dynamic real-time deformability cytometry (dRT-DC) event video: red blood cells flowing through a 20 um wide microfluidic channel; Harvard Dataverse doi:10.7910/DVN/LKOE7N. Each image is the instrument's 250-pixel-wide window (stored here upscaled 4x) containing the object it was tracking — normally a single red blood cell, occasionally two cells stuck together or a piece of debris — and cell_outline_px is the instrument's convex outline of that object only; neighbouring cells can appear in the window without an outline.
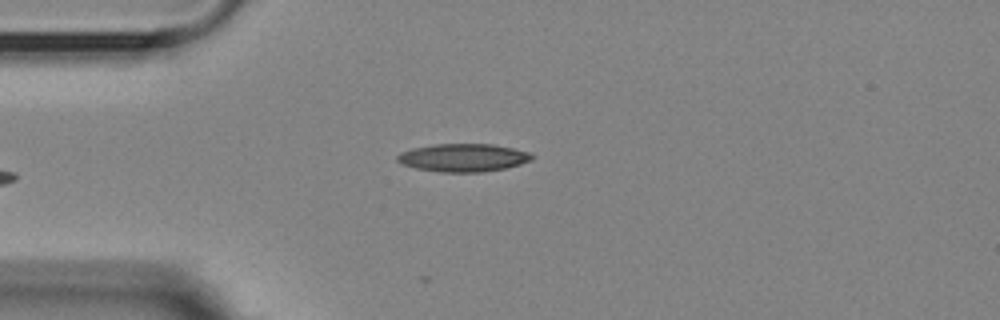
{"species": "Egyptian fruit bat (a non-hibernating species)", "species_latin": "Rousettus aegyptiacus", "temperature_condition": "room temperature", "stored_images_in_passage": 27, "camera_frame_rate_fps": 3000, "um_per_image_px": 0.085, "animal": {"sex": "female"}, "frame": {"image": 1, "passage_image": 1, "time_ms": 0.0, "image_size_px": [1000, 320], "cell_outline_px": [[536, 156], [532, 160], [520, 164], [504, 168], [480, 172], [440, 172], [416, 168], [404, 164], [396, 160], [396, 156], [400, 152], [412, 148], [432, 144], [492, 144], [512, 148], [528, 152]], "centroid_in_image_um": [39.36, 13.39], "position_along_channel_um": 45.6, "area_um2": 21.91}}
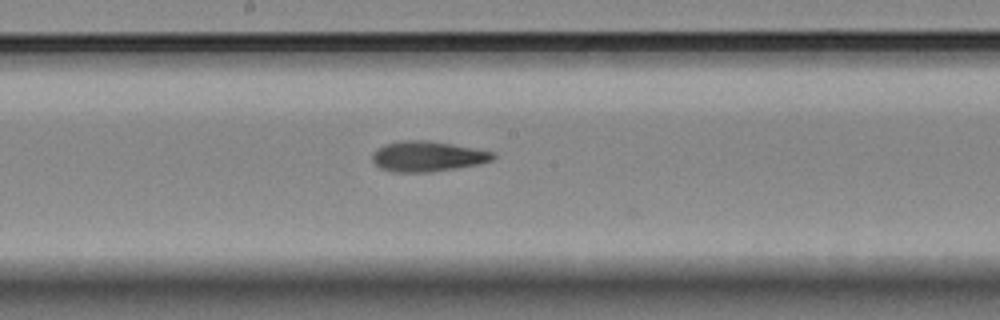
{"frame": {"image": 2, "passage_image": 16, "time_ms": 5.0, "image_size_px": [1000, 320], "cell_outline_px": [[496, 156], [492, 160], [480, 164], [432, 172], [392, 172], [380, 168], [372, 160], [372, 152], [376, 148], [384, 144], [400, 140], [428, 140], [476, 148], [496, 152]], "centroid_in_image_um": [36.34, 13.28], "position_along_channel_um": 211.9, "area_um2": 21.68}}
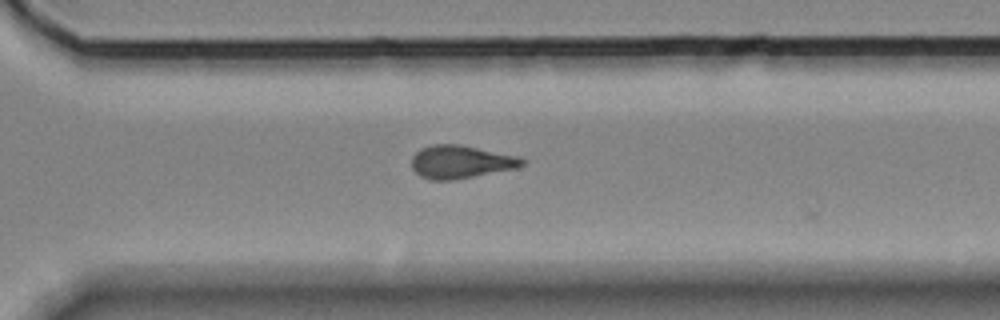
{"frame": {"image": 3, "passage_image": 26, "time_ms": 8.333, "image_size_px": [1000, 320], "cell_outline_px": [[528, 160], [520, 168], [452, 180], [432, 180], [420, 176], [412, 168], [412, 156], [420, 148], [432, 144], [460, 144], [520, 156]], "centroid_in_image_um": [39.22, 13.75], "position_along_channel_um": 331.4, "area_um2": 21.62}}